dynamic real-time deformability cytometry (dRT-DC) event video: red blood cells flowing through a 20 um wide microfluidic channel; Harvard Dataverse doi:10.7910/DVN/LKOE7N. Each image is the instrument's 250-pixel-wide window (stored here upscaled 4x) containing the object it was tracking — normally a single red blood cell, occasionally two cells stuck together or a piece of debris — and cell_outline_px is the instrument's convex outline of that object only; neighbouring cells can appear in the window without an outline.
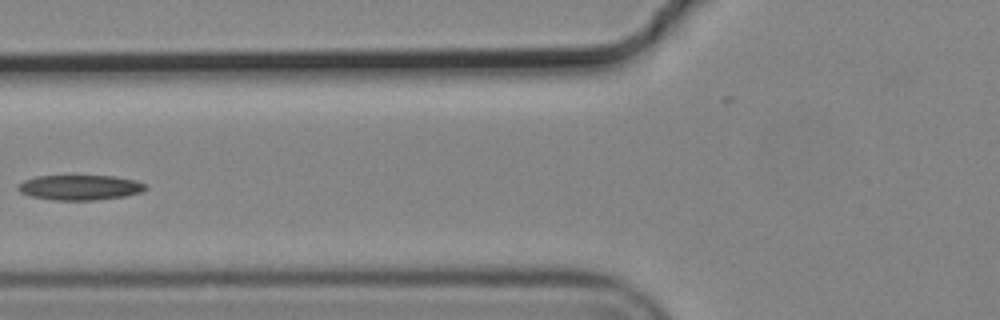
{"species": "common noctule bat (a hibernating species)", "species_latin": "Nyctalus noctula", "temperature_condition": "cold", "stored_images_in_passage": 9, "camera_frame_rate_fps": 3000, "um_per_image_px": 0.085, "animal": {"sex": "male", "body_mass_g": 19.2, "forearm_length_mm": 51.8}, "frame": {"image": 1, "passage_image": 6, "time_ms": 1.667, "image_size_px": [1000, 320], "cell_outline_px": [[148, 188], [140, 192], [124, 196], [92, 200], [56, 200], [32, 196], [20, 192], [16, 188], [24, 180], [36, 176], [116, 176], [136, 180], [144, 184]], "centroid_in_image_um": [6.8, 15.93], "position_along_channel_um": 119.0, "area_um2": 18.44}}
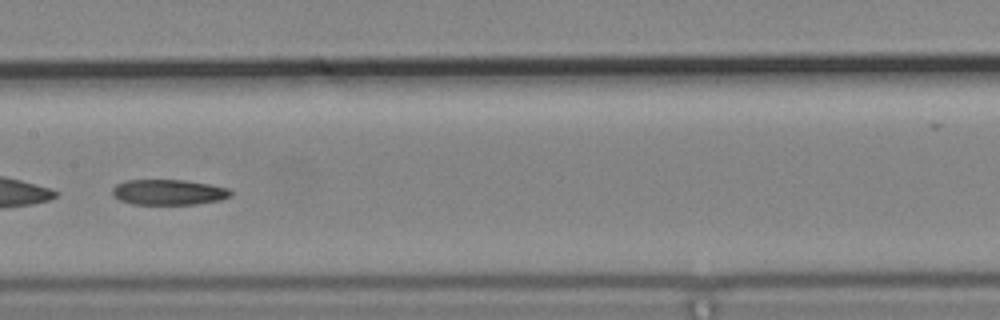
{"frame": {"image": 2, "passage_image": 8, "time_ms": 2.333, "image_size_px": [1000, 320], "cell_outline_px": [[232, 196], [220, 200], [196, 204], [132, 204], [120, 200], [112, 196], [112, 188], [116, 184], [124, 180], [184, 180], [208, 184], [228, 188], [232, 192]], "centroid_in_image_um": [14.3, 16.33], "position_along_channel_um": 193.1, "area_um2": 17.63}}
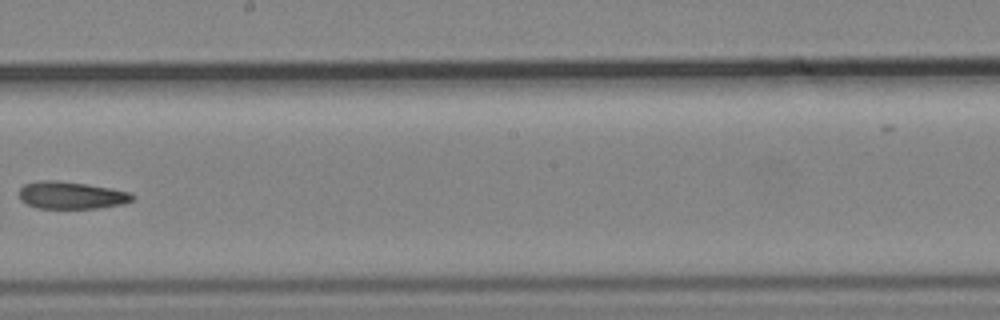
{"frame": {"image": 3, "passage_image": 9, "time_ms": 2.667, "image_size_px": [1000, 320], "cell_outline_px": [[136, 196], [132, 200], [124, 204], [96, 208], [36, 208], [20, 200], [20, 188], [24, 184], [40, 180], [56, 180], [88, 184], [128, 192]], "centroid_in_image_um": [6.04, 16.59], "position_along_channel_um": 242.2, "area_um2": 17.98}}